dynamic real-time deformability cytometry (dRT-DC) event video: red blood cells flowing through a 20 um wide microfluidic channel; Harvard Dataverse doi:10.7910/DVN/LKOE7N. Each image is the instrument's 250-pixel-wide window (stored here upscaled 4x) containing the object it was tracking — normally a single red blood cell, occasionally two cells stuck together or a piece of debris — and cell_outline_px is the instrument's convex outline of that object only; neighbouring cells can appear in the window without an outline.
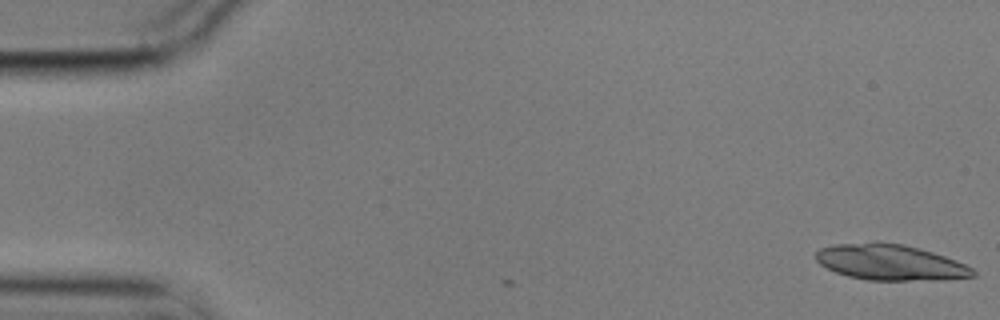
{"species": "common noctule bat (a hibernating species)", "species_latin": "Nyctalus noctula", "temperature_condition": "cold", "stored_images_in_passage": 5, "camera_frame_rate_fps": 3000, "um_per_image_px": 0.085, "animal": {"sex": "male", "body_mass_g": 17.9}, "frame": {"image": 1, "passage_image": 1, "time_ms": 0.0, "image_size_px": [1000, 320], "cell_outline_px": [[976, 276], [944, 280], [868, 280], [848, 276], [836, 272], [820, 264], [816, 260], [816, 252], [820, 248], [836, 244], [904, 244], [920, 248], [956, 260], [972, 268], [976, 272]], "centroid_in_image_um": [75.72, 22.33], "position_along_channel_um": 9.3, "area_um2": 32.14}}